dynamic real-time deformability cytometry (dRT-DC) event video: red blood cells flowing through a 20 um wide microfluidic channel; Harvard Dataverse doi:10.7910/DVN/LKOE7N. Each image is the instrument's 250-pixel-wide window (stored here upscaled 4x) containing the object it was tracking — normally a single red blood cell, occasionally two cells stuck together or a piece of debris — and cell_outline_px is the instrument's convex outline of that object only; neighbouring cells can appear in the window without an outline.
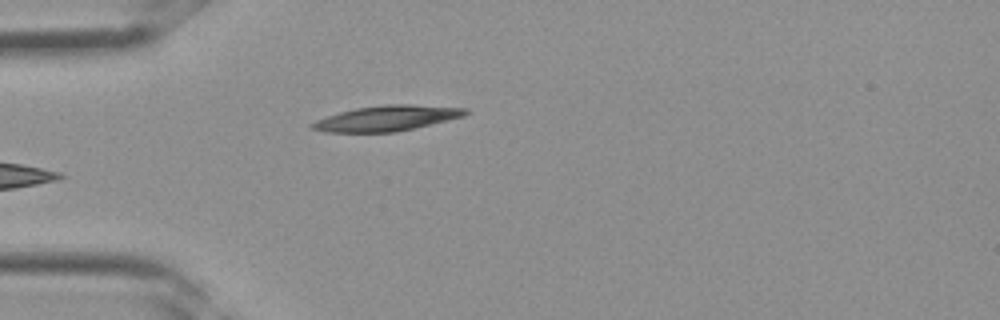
{"species": "Egyptian fruit bat (a non-hibernating species)", "species_latin": "Rousettus aegyptiacus", "temperature_condition": "room temperature", "stored_images_in_passage": 4, "camera_frame_rate_fps": 3000, "um_per_image_px": 0.085, "frame": {"image": 1, "passage_image": 4, "time_ms": 1.0, "image_size_px": [1000, 320], "cell_outline_px": [[468, 112], [464, 116], [396, 132], [324, 132], [308, 128], [308, 124], [316, 120], [340, 112], [356, 108], [384, 104], [412, 104], [468, 108]], "centroid_in_image_um": [32.84, 10.05], "position_along_channel_um": 52.2, "area_um2": 22.66}}